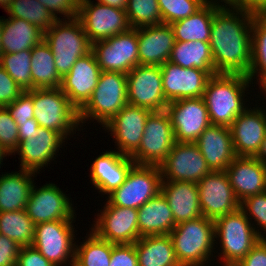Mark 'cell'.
<instances>
[{
    "label": "cell",
    "instance_id": "cell-20",
    "mask_svg": "<svg viewBox=\"0 0 266 266\" xmlns=\"http://www.w3.org/2000/svg\"><path fill=\"white\" fill-rule=\"evenodd\" d=\"M162 88L166 101L203 97L206 84L211 77L198 68H184L170 61L160 66Z\"/></svg>",
    "mask_w": 266,
    "mask_h": 266
},
{
    "label": "cell",
    "instance_id": "cell-14",
    "mask_svg": "<svg viewBox=\"0 0 266 266\" xmlns=\"http://www.w3.org/2000/svg\"><path fill=\"white\" fill-rule=\"evenodd\" d=\"M162 181L198 183L211 172L196 143L176 142L159 166Z\"/></svg>",
    "mask_w": 266,
    "mask_h": 266
},
{
    "label": "cell",
    "instance_id": "cell-47",
    "mask_svg": "<svg viewBox=\"0 0 266 266\" xmlns=\"http://www.w3.org/2000/svg\"><path fill=\"white\" fill-rule=\"evenodd\" d=\"M109 266H139L134 243L115 244Z\"/></svg>",
    "mask_w": 266,
    "mask_h": 266
},
{
    "label": "cell",
    "instance_id": "cell-34",
    "mask_svg": "<svg viewBox=\"0 0 266 266\" xmlns=\"http://www.w3.org/2000/svg\"><path fill=\"white\" fill-rule=\"evenodd\" d=\"M186 69L198 68L206 71L210 76L217 74L209 42L176 41L169 60Z\"/></svg>",
    "mask_w": 266,
    "mask_h": 266
},
{
    "label": "cell",
    "instance_id": "cell-50",
    "mask_svg": "<svg viewBox=\"0 0 266 266\" xmlns=\"http://www.w3.org/2000/svg\"><path fill=\"white\" fill-rule=\"evenodd\" d=\"M21 246L0 234V266H16Z\"/></svg>",
    "mask_w": 266,
    "mask_h": 266
},
{
    "label": "cell",
    "instance_id": "cell-46",
    "mask_svg": "<svg viewBox=\"0 0 266 266\" xmlns=\"http://www.w3.org/2000/svg\"><path fill=\"white\" fill-rule=\"evenodd\" d=\"M24 91L0 65V107H6Z\"/></svg>",
    "mask_w": 266,
    "mask_h": 266
},
{
    "label": "cell",
    "instance_id": "cell-10",
    "mask_svg": "<svg viewBox=\"0 0 266 266\" xmlns=\"http://www.w3.org/2000/svg\"><path fill=\"white\" fill-rule=\"evenodd\" d=\"M73 221L56 220L35 225L32 246L55 266L67 264V261L74 266L76 242L73 243Z\"/></svg>",
    "mask_w": 266,
    "mask_h": 266
},
{
    "label": "cell",
    "instance_id": "cell-7",
    "mask_svg": "<svg viewBox=\"0 0 266 266\" xmlns=\"http://www.w3.org/2000/svg\"><path fill=\"white\" fill-rule=\"evenodd\" d=\"M34 119L40 127L68 135L79 128V111L71 104L60 87L33 89Z\"/></svg>",
    "mask_w": 266,
    "mask_h": 266
},
{
    "label": "cell",
    "instance_id": "cell-1",
    "mask_svg": "<svg viewBox=\"0 0 266 266\" xmlns=\"http://www.w3.org/2000/svg\"><path fill=\"white\" fill-rule=\"evenodd\" d=\"M254 12L219 8L213 15L210 49L216 73L248 75Z\"/></svg>",
    "mask_w": 266,
    "mask_h": 266
},
{
    "label": "cell",
    "instance_id": "cell-16",
    "mask_svg": "<svg viewBox=\"0 0 266 266\" xmlns=\"http://www.w3.org/2000/svg\"><path fill=\"white\" fill-rule=\"evenodd\" d=\"M165 111L170 117L176 142L195 143L211 125L203 97L169 102Z\"/></svg>",
    "mask_w": 266,
    "mask_h": 266
},
{
    "label": "cell",
    "instance_id": "cell-52",
    "mask_svg": "<svg viewBox=\"0 0 266 266\" xmlns=\"http://www.w3.org/2000/svg\"><path fill=\"white\" fill-rule=\"evenodd\" d=\"M40 126L35 119H28L26 122H20L18 124V138L19 142L28 139V136L38 132Z\"/></svg>",
    "mask_w": 266,
    "mask_h": 266
},
{
    "label": "cell",
    "instance_id": "cell-41",
    "mask_svg": "<svg viewBox=\"0 0 266 266\" xmlns=\"http://www.w3.org/2000/svg\"><path fill=\"white\" fill-rule=\"evenodd\" d=\"M125 12L134 29L163 24L158 0H128Z\"/></svg>",
    "mask_w": 266,
    "mask_h": 266
},
{
    "label": "cell",
    "instance_id": "cell-24",
    "mask_svg": "<svg viewBox=\"0 0 266 266\" xmlns=\"http://www.w3.org/2000/svg\"><path fill=\"white\" fill-rule=\"evenodd\" d=\"M225 172L240 202L266 192V165L256 157L236 156Z\"/></svg>",
    "mask_w": 266,
    "mask_h": 266
},
{
    "label": "cell",
    "instance_id": "cell-36",
    "mask_svg": "<svg viewBox=\"0 0 266 266\" xmlns=\"http://www.w3.org/2000/svg\"><path fill=\"white\" fill-rule=\"evenodd\" d=\"M251 66L247 77L260 86L266 82V12L254 13L251 33ZM258 73V74H257ZM257 74V75H256ZM255 75L257 77H255ZM259 80V81H258Z\"/></svg>",
    "mask_w": 266,
    "mask_h": 266
},
{
    "label": "cell",
    "instance_id": "cell-17",
    "mask_svg": "<svg viewBox=\"0 0 266 266\" xmlns=\"http://www.w3.org/2000/svg\"><path fill=\"white\" fill-rule=\"evenodd\" d=\"M100 210L91 229L99 238L114 244H133L139 239L138 210L111 205Z\"/></svg>",
    "mask_w": 266,
    "mask_h": 266
},
{
    "label": "cell",
    "instance_id": "cell-45",
    "mask_svg": "<svg viewBox=\"0 0 266 266\" xmlns=\"http://www.w3.org/2000/svg\"><path fill=\"white\" fill-rule=\"evenodd\" d=\"M10 115L17 125L34 119V105L32 100V90L24 91L16 100L6 106Z\"/></svg>",
    "mask_w": 266,
    "mask_h": 266
},
{
    "label": "cell",
    "instance_id": "cell-44",
    "mask_svg": "<svg viewBox=\"0 0 266 266\" xmlns=\"http://www.w3.org/2000/svg\"><path fill=\"white\" fill-rule=\"evenodd\" d=\"M240 208L249 220L254 219L259 229L266 232V192L248 196L240 202Z\"/></svg>",
    "mask_w": 266,
    "mask_h": 266
},
{
    "label": "cell",
    "instance_id": "cell-9",
    "mask_svg": "<svg viewBox=\"0 0 266 266\" xmlns=\"http://www.w3.org/2000/svg\"><path fill=\"white\" fill-rule=\"evenodd\" d=\"M176 143L168 113L152 112L146 120L138 150L131 159L138 165L160 166Z\"/></svg>",
    "mask_w": 266,
    "mask_h": 266
},
{
    "label": "cell",
    "instance_id": "cell-53",
    "mask_svg": "<svg viewBox=\"0 0 266 266\" xmlns=\"http://www.w3.org/2000/svg\"><path fill=\"white\" fill-rule=\"evenodd\" d=\"M237 9L248 10L254 13H265L266 0H237Z\"/></svg>",
    "mask_w": 266,
    "mask_h": 266
},
{
    "label": "cell",
    "instance_id": "cell-57",
    "mask_svg": "<svg viewBox=\"0 0 266 266\" xmlns=\"http://www.w3.org/2000/svg\"><path fill=\"white\" fill-rule=\"evenodd\" d=\"M7 155L9 156L10 154H8L5 149L0 145V166L2 165L4 157H6Z\"/></svg>",
    "mask_w": 266,
    "mask_h": 266
},
{
    "label": "cell",
    "instance_id": "cell-15",
    "mask_svg": "<svg viewBox=\"0 0 266 266\" xmlns=\"http://www.w3.org/2000/svg\"><path fill=\"white\" fill-rule=\"evenodd\" d=\"M197 186L202 216L216 220L240 208V201L225 171H211Z\"/></svg>",
    "mask_w": 266,
    "mask_h": 266
},
{
    "label": "cell",
    "instance_id": "cell-5",
    "mask_svg": "<svg viewBox=\"0 0 266 266\" xmlns=\"http://www.w3.org/2000/svg\"><path fill=\"white\" fill-rule=\"evenodd\" d=\"M43 39L54 55L55 67L61 78L69 73L80 57L92 50V44L77 17L68 21L58 19L44 32Z\"/></svg>",
    "mask_w": 266,
    "mask_h": 266
},
{
    "label": "cell",
    "instance_id": "cell-37",
    "mask_svg": "<svg viewBox=\"0 0 266 266\" xmlns=\"http://www.w3.org/2000/svg\"><path fill=\"white\" fill-rule=\"evenodd\" d=\"M34 232L35 224L25 209L0 212V234L7 236L21 247L32 245Z\"/></svg>",
    "mask_w": 266,
    "mask_h": 266
},
{
    "label": "cell",
    "instance_id": "cell-26",
    "mask_svg": "<svg viewBox=\"0 0 266 266\" xmlns=\"http://www.w3.org/2000/svg\"><path fill=\"white\" fill-rule=\"evenodd\" d=\"M195 143L211 171H225L236 157L229 126L211 124Z\"/></svg>",
    "mask_w": 266,
    "mask_h": 266
},
{
    "label": "cell",
    "instance_id": "cell-29",
    "mask_svg": "<svg viewBox=\"0 0 266 266\" xmlns=\"http://www.w3.org/2000/svg\"><path fill=\"white\" fill-rule=\"evenodd\" d=\"M137 210L139 238L170 234L176 226L171 208L161 192Z\"/></svg>",
    "mask_w": 266,
    "mask_h": 266
},
{
    "label": "cell",
    "instance_id": "cell-11",
    "mask_svg": "<svg viewBox=\"0 0 266 266\" xmlns=\"http://www.w3.org/2000/svg\"><path fill=\"white\" fill-rule=\"evenodd\" d=\"M77 18L91 44L131 29L125 10L91 0H80Z\"/></svg>",
    "mask_w": 266,
    "mask_h": 266
},
{
    "label": "cell",
    "instance_id": "cell-3",
    "mask_svg": "<svg viewBox=\"0 0 266 266\" xmlns=\"http://www.w3.org/2000/svg\"><path fill=\"white\" fill-rule=\"evenodd\" d=\"M251 223L241 208L214 220V237L221 244L218 254L224 266H235L259 240L266 239L265 232L261 234Z\"/></svg>",
    "mask_w": 266,
    "mask_h": 266
},
{
    "label": "cell",
    "instance_id": "cell-32",
    "mask_svg": "<svg viewBox=\"0 0 266 266\" xmlns=\"http://www.w3.org/2000/svg\"><path fill=\"white\" fill-rule=\"evenodd\" d=\"M134 245L139 266H181L169 234L144 236Z\"/></svg>",
    "mask_w": 266,
    "mask_h": 266
},
{
    "label": "cell",
    "instance_id": "cell-58",
    "mask_svg": "<svg viewBox=\"0 0 266 266\" xmlns=\"http://www.w3.org/2000/svg\"><path fill=\"white\" fill-rule=\"evenodd\" d=\"M2 30H3V18H0V57L3 54L2 51V45H1V34H2Z\"/></svg>",
    "mask_w": 266,
    "mask_h": 266
},
{
    "label": "cell",
    "instance_id": "cell-60",
    "mask_svg": "<svg viewBox=\"0 0 266 266\" xmlns=\"http://www.w3.org/2000/svg\"><path fill=\"white\" fill-rule=\"evenodd\" d=\"M260 88L259 89H261V91H262V89H263V91H262V93L263 92H265V94H266V82H264L261 86H259Z\"/></svg>",
    "mask_w": 266,
    "mask_h": 266
},
{
    "label": "cell",
    "instance_id": "cell-35",
    "mask_svg": "<svg viewBox=\"0 0 266 266\" xmlns=\"http://www.w3.org/2000/svg\"><path fill=\"white\" fill-rule=\"evenodd\" d=\"M31 79L33 89L58 88L62 78L54 62V55L44 39L31 50Z\"/></svg>",
    "mask_w": 266,
    "mask_h": 266
},
{
    "label": "cell",
    "instance_id": "cell-28",
    "mask_svg": "<svg viewBox=\"0 0 266 266\" xmlns=\"http://www.w3.org/2000/svg\"><path fill=\"white\" fill-rule=\"evenodd\" d=\"M160 192L164 195L171 208L176 225L202 216L196 183L161 181Z\"/></svg>",
    "mask_w": 266,
    "mask_h": 266
},
{
    "label": "cell",
    "instance_id": "cell-55",
    "mask_svg": "<svg viewBox=\"0 0 266 266\" xmlns=\"http://www.w3.org/2000/svg\"><path fill=\"white\" fill-rule=\"evenodd\" d=\"M127 1L128 0H98L97 3H102L111 7L125 10L127 6Z\"/></svg>",
    "mask_w": 266,
    "mask_h": 266
},
{
    "label": "cell",
    "instance_id": "cell-13",
    "mask_svg": "<svg viewBox=\"0 0 266 266\" xmlns=\"http://www.w3.org/2000/svg\"><path fill=\"white\" fill-rule=\"evenodd\" d=\"M127 102L152 112L166 110L160 66L137 65L127 74Z\"/></svg>",
    "mask_w": 266,
    "mask_h": 266
},
{
    "label": "cell",
    "instance_id": "cell-48",
    "mask_svg": "<svg viewBox=\"0 0 266 266\" xmlns=\"http://www.w3.org/2000/svg\"><path fill=\"white\" fill-rule=\"evenodd\" d=\"M57 19V14L64 15L63 19L76 18L78 15L80 0H38ZM57 13V14H56Z\"/></svg>",
    "mask_w": 266,
    "mask_h": 266
},
{
    "label": "cell",
    "instance_id": "cell-12",
    "mask_svg": "<svg viewBox=\"0 0 266 266\" xmlns=\"http://www.w3.org/2000/svg\"><path fill=\"white\" fill-rule=\"evenodd\" d=\"M92 51L101 71L128 74L139 65L137 29L94 42Z\"/></svg>",
    "mask_w": 266,
    "mask_h": 266
},
{
    "label": "cell",
    "instance_id": "cell-31",
    "mask_svg": "<svg viewBox=\"0 0 266 266\" xmlns=\"http://www.w3.org/2000/svg\"><path fill=\"white\" fill-rule=\"evenodd\" d=\"M44 38V32L26 20L3 19L1 45L3 54L32 50Z\"/></svg>",
    "mask_w": 266,
    "mask_h": 266
},
{
    "label": "cell",
    "instance_id": "cell-23",
    "mask_svg": "<svg viewBox=\"0 0 266 266\" xmlns=\"http://www.w3.org/2000/svg\"><path fill=\"white\" fill-rule=\"evenodd\" d=\"M253 108L247 107L230 126L236 156L256 157L266 136L265 110Z\"/></svg>",
    "mask_w": 266,
    "mask_h": 266
},
{
    "label": "cell",
    "instance_id": "cell-8",
    "mask_svg": "<svg viewBox=\"0 0 266 266\" xmlns=\"http://www.w3.org/2000/svg\"><path fill=\"white\" fill-rule=\"evenodd\" d=\"M161 181L159 166L135 164L125 182L107 195V201L114 206L139 209L160 192Z\"/></svg>",
    "mask_w": 266,
    "mask_h": 266
},
{
    "label": "cell",
    "instance_id": "cell-38",
    "mask_svg": "<svg viewBox=\"0 0 266 266\" xmlns=\"http://www.w3.org/2000/svg\"><path fill=\"white\" fill-rule=\"evenodd\" d=\"M86 238L75 247L74 266H109L115 244L99 238L92 230Z\"/></svg>",
    "mask_w": 266,
    "mask_h": 266
},
{
    "label": "cell",
    "instance_id": "cell-49",
    "mask_svg": "<svg viewBox=\"0 0 266 266\" xmlns=\"http://www.w3.org/2000/svg\"><path fill=\"white\" fill-rule=\"evenodd\" d=\"M16 266H55L34 246H24L19 250Z\"/></svg>",
    "mask_w": 266,
    "mask_h": 266
},
{
    "label": "cell",
    "instance_id": "cell-25",
    "mask_svg": "<svg viewBox=\"0 0 266 266\" xmlns=\"http://www.w3.org/2000/svg\"><path fill=\"white\" fill-rule=\"evenodd\" d=\"M102 153L90 164V178L95 189L108 195L125 182L135 162L130 156L120 154L116 150Z\"/></svg>",
    "mask_w": 266,
    "mask_h": 266
},
{
    "label": "cell",
    "instance_id": "cell-18",
    "mask_svg": "<svg viewBox=\"0 0 266 266\" xmlns=\"http://www.w3.org/2000/svg\"><path fill=\"white\" fill-rule=\"evenodd\" d=\"M33 184L26 212L34 224L56 220H74V208L68 196L54 183L40 188Z\"/></svg>",
    "mask_w": 266,
    "mask_h": 266
},
{
    "label": "cell",
    "instance_id": "cell-21",
    "mask_svg": "<svg viewBox=\"0 0 266 266\" xmlns=\"http://www.w3.org/2000/svg\"><path fill=\"white\" fill-rule=\"evenodd\" d=\"M101 69L94 52L80 57L61 81V90L71 104L80 111L90 100L95 90Z\"/></svg>",
    "mask_w": 266,
    "mask_h": 266
},
{
    "label": "cell",
    "instance_id": "cell-56",
    "mask_svg": "<svg viewBox=\"0 0 266 266\" xmlns=\"http://www.w3.org/2000/svg\"><path fill=\"white\" fill-rule=\"evenodd\" d=\"M256 158L266 165V136L262 142L261 149L258 152Z\"/></svg>",
    "mask_w": 266,
    "mask_h": 266
},
{
    "label": "cell",
    "instance_id": "cell-54",
    "mask_svg": "<svg viewBox=\"0 0 266 266\" xmlns=\"http://www.w3.org/2000/svg\"><path fill=\"white\" fill-rule=\"evenodd\" d=\"M218 0H202L203 5H210L216 8H228L227 6H229V8H236L237 9V0H220V2H224L225 6L223 4H219ZM217 2V3H216ZM227 4V5H226ZM231 6V7H230Z\"/></svg>",
    "mask_w": 266,
    "mask_h": 266
},
{
    "label": "cell",
    "instance_id": "cell-2",
    "mask_svg": "<svg viewBox=\"0 0 266 266\" xmlns=\"http://www.w3.org/2000/svg\"><path fill=\"white\" fill-rule=\"evenodd\" d=\"M249 83L252 82L243 74L217 73L209 78L203 99L211 124L229 127L233 124L247 108L243 98Z\"/></svg>",
    "mask_w": 266,
    "mask_h": 266
},
{
    "label": "cell",
    "instance_id": "cell-40",
    "mask_svg": "<svg viewBox=\"0 0 266 266\" xmlns=\"http://www.w3.org/2000/svg\"><path fill=\"white\" fill-rule=\"evenodd\" d=\"M31 50L2 54L0 65L23 91L32 90Z\"/></svg>",
    "mask_w": 266,
    "mask_h": 266
},
{
    "label": "cell",
    "instance_id": "cell-22",
    "mask_svg": "<svg viewBox=\"0 0 266 266\" xmlns=\"http://www.w3.org/2000/svg\"><path fill=\"white\" fill-rule=\"evenodd\" d=\"M63 140L65 137L61 133L39 127L38 132L19 142L14 151V154L16 152L20 156V169L39 173L40 169L46 167L56 156L62 143L65 142Z\"/></svg>",
    "mask_w": 266,
    "mask_h": 266
},
{
    "label": "cell",
    "instance_id": "cell-33",
    "mask_svg": "<svg viewBox=\"0 0 266 266\" xmlns=\"http://www.w3.org/2000/svg\"><path fill=\"white\" fill-rule=\"evenodd\" d=\"M219 8L203 5L194 14L170 24L176 41L209 42L214 13Z\"/></svg>",
    "mask_w": 266,
    "mask_h": 266
},
{
    "label": "cell",
    "instance_id": "cell-4",
    "mask_svg": "<svg viewBox=\"0 0 266 266\" xmlns=\"http://www.w3.org/2000/svg\"><path fill=\"white\" fill-rule=\"evenodd\" d=\"M169 235L181 266H204L216 249L214 220L204 216L177 224Z\"/></svg>",
    "mask_w": 266,
    "mask_h": 266
},
{
    "label": "cell",
    "instance_id": "cell-39",
    "mask_svg": "<svg viewBox=\"0 0 266 266\" xmlns=\"http://www.w3.org/2000/svg\"><path fill=\"white\" fill-rule=\"evenodd\" d=\"M5 12L12 18L28 21L43 32L58 20L38 0H11Z\"/></svg>",
    "mask_w": 266,
    "mask_h": 266
},
{
    "label": "cell",
    "instance_id": "cell-27",
    "mask_svg": "<svg viewBox=\"0 0 266 266\" xmlns=\"http://www.w3.org/2000/svg\"><path fill=\"white\" fill-rule=\"evenodd\" d=\"M137 35L139 65L161 66L169 60L176 42L170 24L138 28Z\"/></svg>",
    "mask_w": 266,
    "mask_h": 266
},
{
    "label": "cell",
    "instance_id": "cell-43",
    "mask_svg": "<svg viewBox=\"0 0 266 266\" xmlns=\"http://www.w3.org/2000/svg\"><path fill=\"white\" fill-rule=\"evenodd\" d=\"M19 143L18 125L6 107H0V145L13 154Z\"/></svg>",
    "mask_w": 266,
    "mask_h": 266
},
{
    "label": "cell",
    "instance_id": "cell-19",
    "mask_svg": "<svg viewBox=\"0 0 266 266\" xmlns=\"http://www.w3.org/2000/svg\"><path fill=\"white\" fill-rule=\"evenodd\" d=\"M151 113L146 108L127 104L102 126L111 132L120 154L131 157L138 150L146 120Z\"/></svg>",
    "mask_w": 266,
    "mask_h": 266
},
{
    "label": "cell",
    "instance_id": "cell-42",
    "mask_svg": "<svg viewBox=\"0 0 266 266\" xmlns=\"http://www.w3.org/2000/svg\"><path fill=\"white\" fill-rule=\"evenodd\" d=\"M163 24H171L194 14L203 6L202 0H158Z\"/></svg>",
    "mask_w": 266,
    "mask_h": 266
},
{
    "label": "cell",
    "instance_id": "cell-30",
    "mask_svg": "<svg viewBox=\"0 0 266 266\" xmlns=\"http://www.w3.org/2000/svg\"><path fill=\"white\" fill-rule=\"evenodd\" d=\"M19 171L0 175V212L26 208L35 172L22 169Z\"/></svg>",
    "mask_w": 266,
    "mask_h": 266
},
{
    "label": "cell",
    "instance_id": "cell-6",
    "mask_svg": "<svg viewBox=\"0 0 266 266\" xmlns=\"http://www.w3.org/2000/svg\"><path fill=\"white\" fill-rule=\"evenodd\" d=\"M127 104V74L101 71L90 100L79 111L80 124L95 119L104 126Z\"/></svg>",
    "mask_w": 266,
    "mask_h": 266
},
{
    "label": "cell",
    "instance_id": "cell-59",
    "mask_svg": "<svg viewBox=\"0 0 266 266\" xmlns=\"http://www.w3.org/2000/svg\"><path fill=\"white\" fill-rule=\"evenodd\" d=\"M11 0H0V7L4 8V10L8 7Z\"/></svg>",
    "mask_w": 266,
    "mask_h": 266
},
{
    "label": "cell",
    "instance_id": "cell-51",
    "mask_svg": "<svg viewBox=\"0 0 266 266\" xmlns=\"http://www.w3.org/2000/svg\"><path fill=\"white\" fill-rule=\"evenodd\" d=\"M235 266H266V239H261Z\"/></svg>",
    "mask_w": 266,
    "mask_h": 266
}]
</instances>
